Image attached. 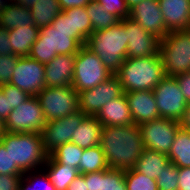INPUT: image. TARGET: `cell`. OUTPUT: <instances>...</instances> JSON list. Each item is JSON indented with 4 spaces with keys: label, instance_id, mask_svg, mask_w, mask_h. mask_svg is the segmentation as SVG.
<instances>
[{
    "label": "cell",
    "instance_id": "cell-7",
    "mask_svg": "<svg viewBox=\"0 0 190 190\" xmlns=\"http://www.w3.org/2000/svg\"><path fill=\"white\" fill-rule=\"evenodd\" d=\"M112 75L102 60L86 45L76 53L72 86L78 93L96 87Z\"/></svg>",
    "mask_w": 190,
    "mask_h": 190
},
{
    "label": "cell",
    "instance_id": "cell-21",
    "mask_svg": "<svg viewBox=\"0 0 190 190\" xmlns=\"http://www.w3.org/2000/svg\"><path fill=\"white\" fill-rule=\"evenodd\" d=\"M87 190H127L125 171L107 169L86 174Z\"/></svg>",
    "mask_w": 190,
    "mask_h": 190
},
{
    "label": "cell",
    "instance_id": "cell-51",
    "mask_svg": "<svg viewBox=\"0 0 190 190\" xmlns=\"http://www.w3.org/2000/svg\"><path fill=\"white\" fill-rule=\"evenodd\" d=\"M5 133V128H4V121L0 119V139L1 136Z\"/></svg>",
    "mask_w": 190,
    "mask_h": 190
},
{
    "label": "cell",
    "instance_id": "cell-18",
    "mask_svg": "<svg viewBox=\"0 0 190 190\" xmlns=\"http://www.w3.org/2000/svg\"><path fill=\"white\" fill-rule=\"evenodd\" d=\"M76 54H58L45 67L46 87L72 86Z\"/></svg>",
    "mask_w": 190,
    "mask_h": 190
},
{
    "label": "cell",
    "instance_id": "cell-15",
    "mask_svg": "<svg viewBox=\"0 0 190 190\" xmlns=\"http://www.w3.org/2000/svg\"><path fill=\"white\" fill-rule=\"evenodd\" d=\"M120 22L127 30V58H143L158 55L160 38L146 31L139 23L124 18Z\"/></svg>",
    "mask_w": 190,
    "mask_h": 190
},
{
    "label": "cell",
    "instance_id": "cell-4",
    "mask_svg": "<svg viewBox=\"0 0 190 190\" xmlns=\"http://www.w3.org/2000/svg\"><path fill=\"white\" fill-rule=\"evenodd\" d=\"M0 142L23 172L42 170L48 157L41 133H11L5 131ZM40 168V169H39Z\"/></svg>",
    "mask_w": 190,
    "mask_h": 190
},
{
    "label": "cell",
    "instance_id": "cell-50",
    "mask_svg": "<svg viewBox=\"0 0 190 190\" xmlns=\"http://www.w3.org/2000/svg\"><path fill=\"white\" fill-rule=\"evenodd\" d=\"M11 0H0V13L2 12V10L6 7V5L8 3H10Z\"/></svg>",
    "mask_w": 190,
    "mask_h": 190
},
{
    "label": "cell",
    "instance_id": "cell-14",
    "mask_svg": "<svg viewBox=\"0 0 190 190\" xmlns=\"http://www.w3.org/2000/svg\"><path fill=\"white\" fill-rule=\"evenodd\" d=\"M86 116L78 110L67 117L47 121L41 132L44 150L50 154L58 146L71 142L74 131Z\"/></svg>",
    "mask_w": 190,
    "mask_h": 190
},
{
    "label": "cell",
    "instance_id": "cell-31",
    "mask_svg": "<svg viewBox=\"0 0 190 190\" xmlns=\"http://www.w3.org/2000/svg\"><path fill=\"white\" fill-rule=\"evenodd\" d=\"M85 8L90 18L93 31L107 29L120 22V19L116 15L107 12L102 5L95 0H92Z\"/></svg>",
    "mask_w": 190,
    "mask_h": 190
},
{
    "label": "cell",
    "instance_id": "cell-13",
    "mask_svg": "<svg viewBox=\"0 0 190 190\" xmlns=\"http://www.w3.org/2000/svg\"><path fill=\"white\" fill-rule=\"evenodd\" d=\"M13 71L9 84L17 86L30 96H36L46 88L45 67L37 60L29 56L19 57Z\"/></svg>",
    "mask_w": 190,
    "mask_h": 190
},
{
    "label": "cell",
    "instance_id": "cell-3",
    "mask_svg": "<svg viewBox=\"0 0 190 190\" xmlns=\"http://www.w3.org/2000/svg\"><path fill=\"white\" fill-rule=\"evenodd\" d=\"M114 75L124 93L153 90L166 76L159 54L143 58H126Z\"/></svg>",
    "mask_w": 190,
    "mask_h": 190
},
{
    "label": "cell",
    "instance_id": "cell-47",
    "mask_svg": "<svg viewBox=\"0 0 190 190\" xmlns=\"http://www.w3.org/2000/svg\"><path fill=\"white\" fill-rule=\"evenodd\" d=\"M179 124L182 129L190 131V102L186 105V109Z\"/></svg>",
    "mask_w": 190,
    "mask_h": 190
},
{
    "label": "cell",
    "instance_id": "cell-37",
    "mask_svg": "<svg viewBox=\"0 0 190 190\" xmlns=\"http://www.w3.org/2000/svg\"><path fill=\"white\" fill-rule=\"evenodd\" d=\"M0 174L23 175L24 172L12 161L9 151L0 142Z\"/></svg>",
    "mask_w": 190,
    "mask_h": 190
},
{
    "label": "cell",
    "instance_id": "cell-27",
    "mask_svg": "<svg viewBox=\"0 0 190 190\" xmlns=\"http://www.w3.org/2000/svg\"><path fill=\"white\" fill-rule=\"evenodd\" d=\"M177 167H190V131L180 128L167 155Z\"/></svg>",
    "mask_w": 190,
    "mask_h": 190
},
{
    "label": "cell",
    "instance_id": "cell-38",
    "mask_svg": "<svg viewBox=\"0 0 190 190\" xmlns=\"http://www.w3.org/2000/svg\"><path fill=\"white\" fill-rule=\"evenodd\" d=\"M109 13L116 15L120 20L129 17V9L125 0H95Z\"/></svg>",
    "mask_w": 190,
    "mask_h": 190
},
{
    "label": "cell",
    "instance_id": "cell-46",
    "mask_svg": "<svg viewBox=\"0 0 190 190\" xmlns=\"http://www.w3.org/2000/svg\"><path fill=\"white\" fill-rule=\"evenodd\" d=\"M67 190H87L86 174L77 176L67 187Z\"/></svg>",
    "mask_w": 190,
    "mask_h": 190
},
{
    "label": "cell",
    "instance_id": "cell-36",
    "mask_svg": "<svg viewBox=\"0 0 190 190\" xmlns=\"http://www.w3.org/2000/svg\"><path fill=\"white\" fill-rule=\"evenodd\" d=\"M19 57L15 54L0 55V86L10 82Z\"/></svg>",
    "mask_w": 190,
    "mask_h": 190
},
{
    "label": "cell",
    "instance_id": "cell-39",
    "mask_svg": "<svg viewBox=\"0 0 190 190\" xmlns=\"http://www.w3.org/2000/svg\"><path fill=\"white\" fill-rule=\"evenodd\" d=\"M0 87L3 89L4 93H9L11 110L18 107L21 103L25 102L31 97L28 93L9 83Z\"/></svg>",
    "mask_w": 190,
    "mask_h": 190
},
{
    "label": "cell",
    "instance_id": "cell-25",
    "mask_svg": "<svg viewBox=\"0 0 190 190\" xmlns=\"http://www.w3.org/2000/svg\"><path fill=\"white\" fill-rule=\"evenodd\" d=\"M43 169L56 190H67L68 185L80 175L78 169L57 163L50 155H48Z\"/></svg>",
    "mask_w": 190,
    "mask_h": 190
},
{
    "label": "cell",
    "instance_id": "cell-40",
    "mask_svg": "<svg viewBox=\"0 0 190 190\" xmlns=\"http://www.w3.org/2000/svg\"><path fill=\"white\" fill-rule=\"evenodd\" d=\"M22 176L0 174V190H19Z\"/></svg>",
    "mask_w": 190,
    "mask_h": 190
},
{
    "label": "cell",
    "instance_id": "cell-12",
    "mask_svg": "<svg viewBox=\"0 0 190 190\" xmlns=\"http://www.w3.org/2000/svg\"><path fill=\"white\" fill-rule=\"evenodd\" d=\"M123 93L118 78L112 75L96 87L78 93L79 110L86 115L96 116L105 104Z\"/></svg>",
    "mask_w": 190,
    "mask_h": 190
},
{
    "label": "cell",
    "instance_id": "cell-30",
    "mask_svg": "<svg viewBox=\"0 0 190 190\" xmlns=\"http://www.w3.org/2000/svg\"><path fill=\"white\" fill-rule=\"evenodd\" d=\"M109 169L100 145L83 149L79 162V173L87 174Z\"/></svg>",
    "mask_w": 190,
    "mask_h": 190
},
{
    "label": "cell",
    "instance_id": "cell-8",
    "mask_svg": "<svg viewBox=\"0 0 190 190\" xmlns=\"http://www.w3.org/2000/svg\"><path fill=\"white\" fill-rule=\"evenodd\" d=\"M36 97L46 122L67 117L79 110L78 92L73 86L46 87Z\"/></svg>",
    "mask_w": 190,
    "mask_h": 190
},
{
    "label": "cell",
    "instance_id": "cell-45",
    "mask_svg": "<svg viewBox=\"0 0 190 190\" xmlns=\"http://www.w3.org/2000/svg\"><path fill=\"white\" fill-rule=\"evenodd\" d=\"M61 10L74 7H86L92 0H58Z\"/></svg>",
    "mask_w": 190,
    "mask_h": 190
},
{
    "label": "cell",
    "instance_id": "cell-29",
    "mask_svg": "<svg viewBox=\"0 0 190 190\" xmlns=\"http://www.w3.org/2000/svg\"><path fill=\"white\" fill-rule=\"evenodd\" d=\"M67 16H71L72 33L86 45L87 39L93 33L90 18L85 7H74L63 10Z\"/></svg>",
    "mask_w": 190,
    "mask_h": 190
},
{
    "label": "cell",
    "instance_id": "cell-20",
    "mask_svg": "<svg viewBox=\"0 0 190 190\" xmlns=\"http://www.w3.org/2000/svg\"><path fill=\"white\" fill-rule=\"evenodd\" d=\"M96 117L103 126H128L133 124L125 93L105 104Z\"/></svg>",
    "mask_w": 190,
    "mask_h": 190
},
{
    "label": "cell",
    "instance_id": "cell-1",
    "mask_svg": "<svg viewBox=\"0 0 190 190\" xmlns=\"http://www.w3.org/2000/svg\"><path fill=\"white\" fill-rule=\"evenodd\" d=\"M100 146L109 169H134L145 149L140 126H103Z\"/></svg>",
    "mask_w": 190,
    "mask_h": 190
},
{
    "label": "cell",
    "instance_id": "cell-17",
    "mask_svg": "<svg viewBox=\"0 0 190 190\" xmlns=\"http://www.w3.org/2000/svg\"><path fill=\"white\" fill-rule=\"evenodd\" d=\"M133 123H143L160 118L153 90L132 91L125 93Z\"/></svg>",
    "mask_w": 190,
    "mask_h": 190
},
{
    "label": "cell",
    "instance_id": "cell-22",
    "mask_svg": "<svg viewBox=\"0 0 190 190\" xmlns=\"http://www.w3.org/2000/svg\"><path fill=\"white\" fill-rule=\"evenodd\" d=\"M102 127L96 116L87 115L74 131L71 142L83 149L100 145Z\"/></svg>",
    "mask_w": 190,
    "mask_h": 190
},
{
    "label": "cell",
    "instance_id": "cell-6",
    "mask_svg": "<svg viewBox=\"0 0 190 190\" xmlns=\"http://www.w3.org/2000/svg\"><path fill=\"white\" fill-rule=\"evenodd\" d=\"M158 54L166 76L190 71V29L168 33L160 40Z\"/></svg>",
    "mask_w": 190,
    "mask_h": 190
},
{
    "label": "cell",
    "instance_id": "cell-34",
    "mask_svg": "<svg viewBox=\"0 0 190 190\" xmlns=\"http://www.w3.org/2000/svg\"><path fill=\"white\" fill-rule=\"evenodd\" d=\"M125 183L127 190H158L156 180L135 169L125 170Z\"/></svg>",
    "mask_w": 190,
    "mask_h": 190
},
{
    "label": "cell",
    "instance_id": "cell-23",
    "mask_svg": "<svg viewBox=\"0 0 190 190\" xmlns=\"http://www.w3.org/2000/svg\"><path fill=\"white\" fill-rule=\"evenodd\" d=\"M39 30L37 26H22L9 29L8 35L12 47V54L20 57L29 56L32 45L37 40Z\"/></svg>",
    "mask_w": 190,
    "mask_h": 190
},
{
    "label": "cell",
    "instance_id": "cell-33",
    "mask_svg": "<svg viewBox=\"0 0 190 190\" xmlns=\"http://www.w3.org/2000/svg\"><path fill=\"white\" fill-rule=\"evenodd\" d=\"M19 190H56V188L43 169V172L41 170L24 172L20 181Z\"/></svg>",
    "mask_w": 190,
    "mask_h": 190
},
{
    "label": "cell",
    "instance_id": "cell-11",
    "mask_svg": "<svg viewBox=\"0 0 190 190\" xmlns=\"http://www.w3.org/2000/svg\"><path fill=\"white\" fill-rule=\"evenodd\" d=\"M180 128L179 122L162 117L141 124L145 148L168 155Z\"/></svg>",
    "mask_w": 190,
    "mask_h": 190
},
{
    "label": "cell",
    "instance_id": "cell-42",
    "mask_svg": "<svg viewBox=\"0 0 190 190\" xmlns=\"http://www.w3.org/2000/svg\"><path fill=\"white\" fill-rule=\"evenodd\" d=\"M11 111L9 93H4L0 87V119L5 122Z\"/></svg>",
    "mask_w": 190,
    "mask_h": 190
},
{
    "label": "cell",
    "instance_id": "cell-44",
    "mask_svg": "<svg viewBox=\"0 0 190 190\" xmlns=\"http://www.w3.org/2000/svg\"><path fill=\"white\" fill-rule=\"evenodd\" d=\"M179 181L178 190H190V167H178Z\"/></svg>",
    "mask_w": 190,
    "mask_h": 190
},
{
    "label": "cell",
    "instance_id": "cell-10",
    "mask_svg": "<svg viewBox=\"0 0 190 190\" xmlns=\"http://www.w3.org/2000/svg\"><path fill=\"white\" fill-rule=\"evenodd\" d=\"M153 93L160 117L179 122L188 103L175 77L165 76Z\"/></svg>",
    "mask_w": 190,
    "mask_h": 190
},
{
    "label": "cell",
    "instance_id": "cell-48",
    "mask_svg": "<svg viewBox=\"0 0 190 190\" xmlns=\"http://www.w3.org/2000/svg\"><path fill=\"white\" fill-rule=\"evenodd\" d=\"M11 2L30 9L32 8L33 4L37 2V0H11Z\"/></svg>",
    "mask_w": 190,
    "mask_h": 190
},
{
    "label": "cell",
    "instance_id": "cell-32",
    "mask_svg": "<svg viewBox=\"0 0 190 190\" xmlns=\"http://www.w3.org/2000/svg\"><path fill=\"white\" fill-rule=\"evenodd\" d=\"M83 148L78 145L67 142L58 146L49 155L60 164L68 165L79 171V162L81 160Z\"/></svg>",
    "mask_w": 190,
    "mask_h": 190
},
{
    "label": "cell",
    "instance_id": "cell-9",
    "mask_svg": "<svg viewBox=\"0 0 190 190\" xmlns=\"http://www.w3.org/2000/svg\"><path fill=\"white\" fill-rule=\"evenodd\" d=\"M45 123L37 97L31 96L11 111L4 122V128L11 133H41Z\"/></svg>",
    "mask_w": 190,
    "mask_h": 190
},
{
    "label": "cell",
    "instance_id": "cell-5",
    "mask_svg": "<svg viewBox=\"0 0 190 190\" xmlns=\"http://www.w3.org/2000/svg\"><path fill=\"white\" fill-rule=\"evenodd\" d=\"M127 30L121 22L99 31H93L86 42L113 75L127 58Z\"/></svg>",
    "mask_w": 190,
    "mask_h": 190
},
{
    "label": "cell",
    "instance_id": "cell-35",
    "mask_svg": "<svg viewBox=\"0 0 190 190\" xmlns=\"http://www.w3.org/2000/svg\"><path fill=\"white\" fill-rule=\"evenodd\" d=\"M156 181L158 190H178V167L170 162L162 170V173L157 177Z\"/></svg>",
    "mask_w": 190,
    "mask_h": 190
},
{
    "label": "cell",
    "instance_id": "cell-2",
    "mask_svg": "<svg viewBox=\"0 0 190 190\" xmlns=\"http://www.w3.org/2000/svg\"><path fill=\"white\" fill-rule=\"evenodd\" d=\"M83 45L72 33L71 16L61 11L51 24L40 28L29 57L46 64L58 54H76Z\"/></svg>",
    "mask_w": 190,
    "mask_h": 190
},
{
    "label": "cell",
    "instance_id": "cell-26",
    "mask_svg": "<svg viewBox=\"0 0 190 190\" xmlns=\"http://www.w3.org/2000/svg\"><path fill=\"white\" fill-rule=\"evenodd\" d=\"M0 26L9 30L22 26L36 25L34 24L30 9L10 2L0 13Z\"/></svg>",
    "mask_w": 190,
    "mask_h": 190
},
{
    "label": "cell",
    "instance_id": "cell-49",
    "mask_svg": "<svg viewBox=\"0 0 190 190\" xmlns=\"http://www.w3.org/2000/svg\"><path fill=\"white\" fill-rule=\"evenodd\" d=\"M144 0H125L127 8L130 10L133 8L136 4L141 3Z\"/></svg>",
    "mask_w": 190,
    "mask_h": 190
},
{
    "label": "cell",
    "instance_id": "cell-24",
    "mask_svg": "<svg viewBox=\"0 0 190 190\" xmlns=\"http://www.w3.org/2000/svg\"><path fill=\"white\" fill-rule=\"evenodd\" d=\"M169 163V157L166 154L145 148L143 154L137 160L134 169L156 180Z\"/></svg>",
    "mask_w": 190,
    "mask_h": 190
},
{
    "label": "cell",
    "instance_id": "cell-16",
    "mask_svg": "<svg viewBox=\"0 0 190 190\" xmlns=\"http://www.w3.org/2000/svg\"><path fill=\"white\" fill-rule=\"evenodd\" d=\"M129 18L160 39L169 33L158 0H144L136 4L129 10Z\"/></svg>",
    "mask_w": 190,
    "mask_h": 190
},
{
    "label": "cell",
    "instance_id": "cell-19",
    "mask_svg": "<svg viewBox=\"0 0 190 190\" xmlns=\"http://www.w3.org/2000/svg\"><path fill=\"white\" fill-rule=\"evenodd\" d=\"M167 31L190 29V0H158Z\"/></svg>",
    "mask_w": 190,
    "mask_h": 190
},
{
    "label": "cell",
    "instance_id": "cell-43",
    "mask_svg": "<svg viewBox=\"0 0 190 190\" xmlns=\"http://www.w3.org/2000/svg\"><path fill=\"white\" fill-rule=\"evenodd\" d=\"M12 54L8 30L0 26V55Z\"/></svg>",
    "mask_w": 190,
    "mask_h": 190
},
{
    "label": "cell",
    "instance_id": "cell-41",
    "mask_svg": "<svg viewBox=\"0 0 190 190\" xmlns=\"http://www.w3.org/2000/svg\"><path fill=\"white\" fill-rule=\"evenodd\" d=\"M187 103L190 102V71L174 76Z\"/></svg>",
    "mask_w": 190,
    "mask_h": 190
},
{
    "label": "cell",
    "instance_id": "cell-28",
    "mask_svg": "<svg viewBox=\"0 0 190 190\" xmlns=\"http://www.w3.org/2000/svg\"><path fill=\"white\" fill-rule=\"evenodd\" d=\"M61 11L58 0H37L30 8L34 24L39 29L51 24Z\"/></svg>",
    "mask_w": 190,
    "mask_h": 190
}]
</instances>
